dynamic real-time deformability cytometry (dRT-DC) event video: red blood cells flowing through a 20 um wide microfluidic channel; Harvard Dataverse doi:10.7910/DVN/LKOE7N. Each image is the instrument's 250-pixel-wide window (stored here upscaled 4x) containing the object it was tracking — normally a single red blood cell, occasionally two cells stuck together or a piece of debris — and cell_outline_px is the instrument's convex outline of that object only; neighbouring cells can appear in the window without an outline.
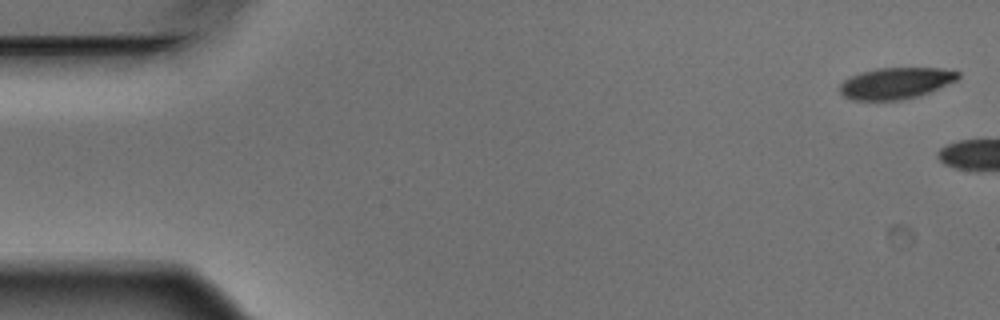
{"species": "Egyptian fruit bat (a non-hibernating species)", "species_latin": "Rousettus aegyptiacus", "temperature_condition": "warm", "stored_images_in_passage": 2, "camera_frame_rate_fps": 3000, "um_per_image_px": 0.085, "animal": {"sex": "male"}, "frame": {"image": 1, "passage_image": 1, "time_ms": 0.0, "image_size_px": [1000, 320], "cell_outline_px": [[960, 76], [956, 80], [920, 96], [900, 100], [852, 100], [844, 96], [840, 92], [840, 84], [844, 80], [860, 72], [876, 68], [940, 68], [960, 72]], "centroid_in_image_um": [76.13, 7.07], "position_along_channel_um": 8.9, "area_um2": 21.56}}